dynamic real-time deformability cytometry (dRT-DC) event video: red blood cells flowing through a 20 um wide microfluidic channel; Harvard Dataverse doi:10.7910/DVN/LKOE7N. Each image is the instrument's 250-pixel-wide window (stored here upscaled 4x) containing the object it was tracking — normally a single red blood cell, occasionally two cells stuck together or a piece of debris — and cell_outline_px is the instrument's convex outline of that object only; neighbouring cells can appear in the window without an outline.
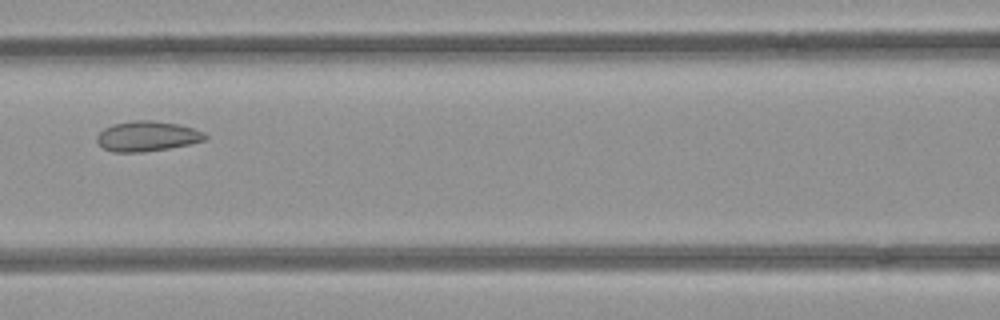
{"species": "common noctule bat (a hibernating species)", "species_latin": "Nyctalus noctula", "temperature_condition": "room temperature", "stored_images_in_passage": 3, "camera_frame_rate_fps": 3000, "um_per_image_px": 0.085, "animal": {"sex": "female", "body_mass_g": 21.9}, "frame": {"image": 1, "passage_image": 3, "time_ms": 0.667, "image_size_px": [1000, 320], "cell_outline_px": [[208, 136], [204, 140], [188, 144], [168, 148], [144, 152], [112, 152], [104, 148], [96, 140], [96, 136], [104, 128], [112, 124], [136, 120], [152, 120], [180, 124], [204, 132]], "centroid_in_image_um": [12.49, 11.57], "position_along_channel_um": 154.1, "area_um2": 18.96}}